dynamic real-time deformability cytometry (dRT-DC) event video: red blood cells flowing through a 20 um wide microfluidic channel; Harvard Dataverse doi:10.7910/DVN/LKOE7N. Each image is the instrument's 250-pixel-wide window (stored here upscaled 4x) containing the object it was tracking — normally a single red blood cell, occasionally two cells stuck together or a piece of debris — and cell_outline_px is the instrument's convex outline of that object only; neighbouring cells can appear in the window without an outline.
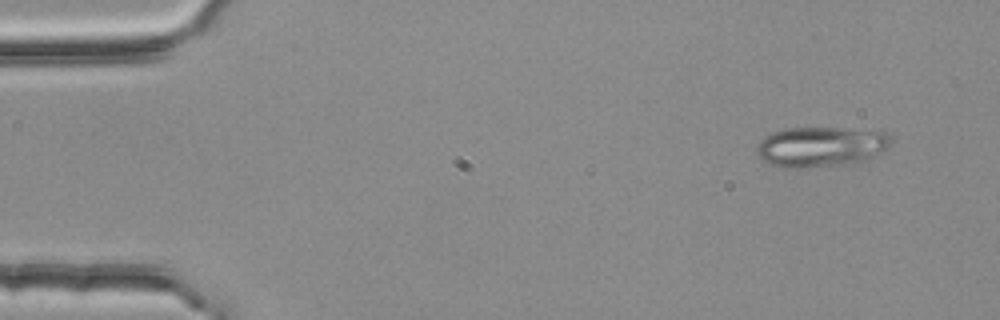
{"species": "common noctule bat (a hibernating species)", "species_latin": "Nyctalus noctula", "temperature_condition": "room temperature", "stored_images_in_passage": 51, "camera_frame_rate_fps": 3000, "um_per_image_px": 0.085, "animal": {"sex": "female", "body_mass_g": 25.1}, "frame": {"image": 1, "passage_image": 1, "time_ms": 0.0, "image_size_px": [1000, 320], "cell_outline_px": [[892, 140], [888, 148], [872, 160], [852, 164], [804, 168], [780, 168], [768, 164], [756, 152], [756, 144], [768, 132], [784, 128], [836, 128], [884, 132], [892, 136]], "centroid_in_image_um": [69.77, 12.49], "position_along_channel_um": 15.2, "area_um2": 32.25}}
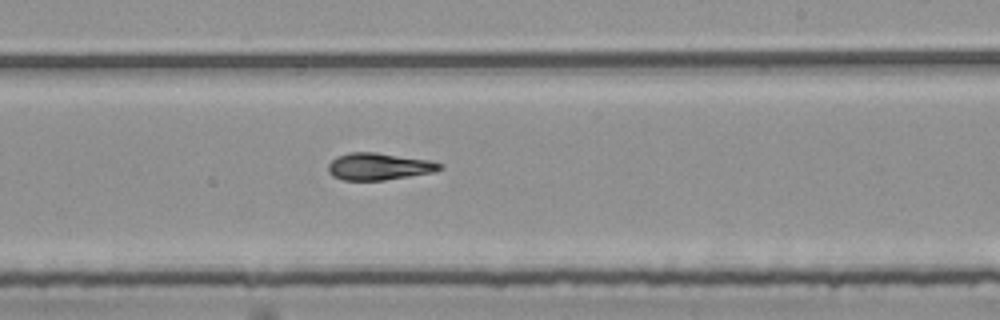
{"frame": {"image": 2, "passage_image": 29, "time_ms": 9.333, "image_size_px": [1000, 320], "cell_outline_px": [[444, 168], [432, 172], [384, 180], [344, 180], [332, 176], [328, 172], [328, 164], [336, 156], [348, 152], [376, 152], [428, 160], [444, 164]], "centroid_in_image_um": [32.18, 14.14], "position_along_channel_um": 256.8, "area_um2": 17.57}}
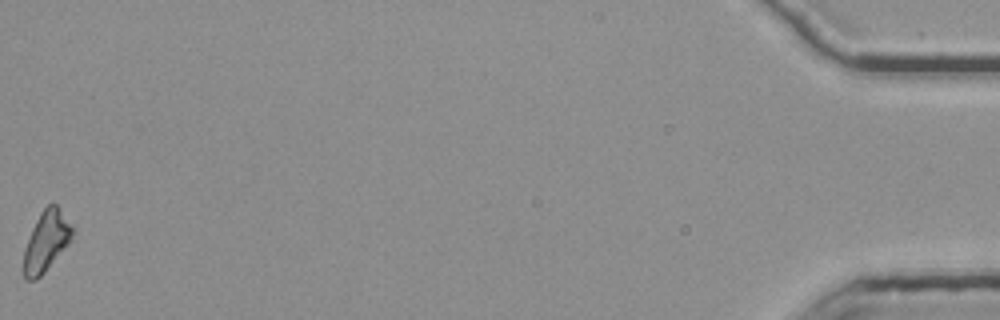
{"frame": {"image": 3, "passage_image": 51, "time_ms": 16.667, "image_size_px": [1000, 320], "cell_outline_px": [[76, 232], [72, 240], [44, 272], [36, 280], [24, 280], [20, 268], [24, 248], [32, 228], [40, 212], [48, 204], [56, 204]], "centroid_in_image_um": [3.89, 20.56], "position_along_channel_um": 431.3, "area_um2": 17.51}, "authors_computed_cell_mechanics": {"area_um2": 17.5712, "velocity_mm_per_s": 3.7818, "shape_relaxation_time_tau1_ms": 8.6902, "shape_relaxation_time_tau2_ms": 2.3827, "deformation_change_tau1": 0.214, "deformation_change_tau2": 0.1016}}